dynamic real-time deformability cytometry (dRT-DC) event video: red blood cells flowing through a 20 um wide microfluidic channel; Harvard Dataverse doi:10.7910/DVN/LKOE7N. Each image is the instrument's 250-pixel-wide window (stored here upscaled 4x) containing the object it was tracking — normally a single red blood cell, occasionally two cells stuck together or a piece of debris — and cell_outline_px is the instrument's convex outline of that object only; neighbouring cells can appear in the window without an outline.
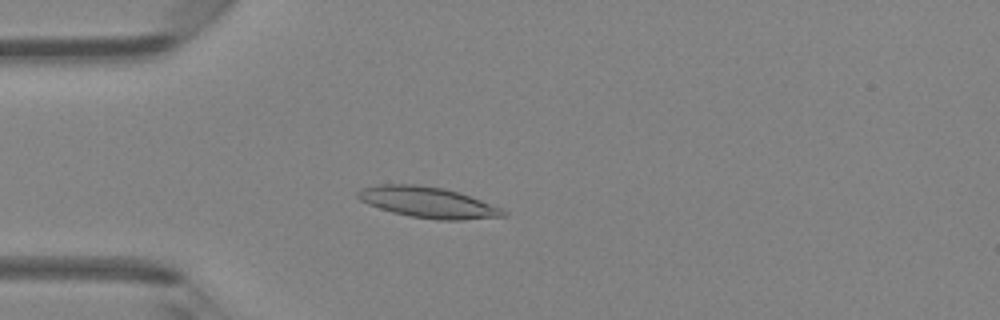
{"species": "Egyptian fruit bat (a non-hibernating species)", "species_latin": "Rousettus aegyptiacus", "temperature_condition": "room temperature", "stored_images_in_passage": 47, "camera_frame_rate_fps": 3000, "um_per_image_px": 0.085, "animal": {"sex": "female"}, "frame": {"image": 1, "passage_image": 13, "time_ms": 4.0, "image_size_px": [1000, 320], "cell_outline_px": [[508, 216], [460, 220], [440, 220], [412, 216], [392, 212], [368, 204], [360, 200], [356, 196], [356, 192], [360, 188], [376, 184], [416, 184], [444, 188], [460, 192], [504, 208], [508, 212]], "centroid_in_image_um": [36.41, 17.19], "position_along_channel_um": 48.6, "area_um2": 26.47}}
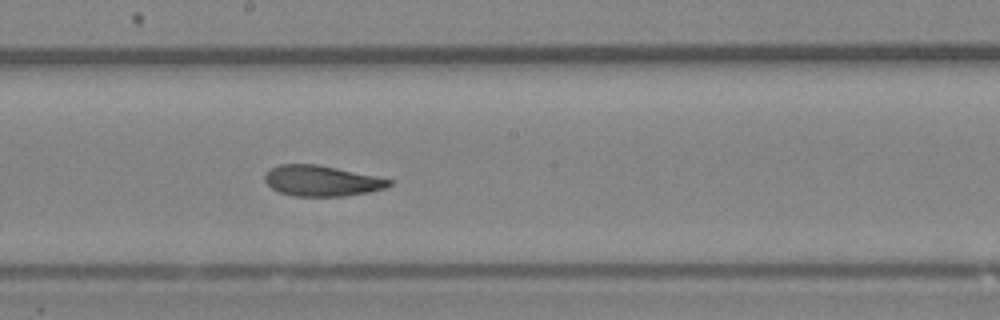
{"frame": {"image": 2, "passage_image": 26, "time_ms": 8.333, "image_size_px": [1000, 320], "cell_outline_px": [[392, 184], [384, 188], [368, 192], [344, 196], [296, 196], [280, 192], [272, 188], [264, 180], [264, 176], [268, 168], [280, 164], [316, 164], [376, 176], [392, 180]], "centroid_in_image_um": [27.3, 15.36], "position_along_channel_um": 220.9, "area_um2": 22.08}}
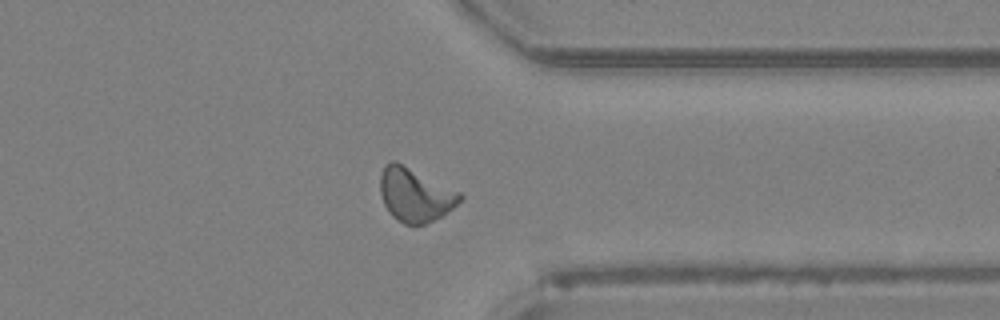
{"frame": {"image": 3, "passage_image": 37, "time_ms": 12.0, "image_size_px": [1000, 320], "cell_outline_px": [[464, 196], [452, 208], [440, 216], [416, 228], [404, 224], [392, 216], [388, 212], [384, 204], [380, 192], [380, 176], [384, 164], [392, 160], [396, 160], [460, 192]], "centroid_in_image_um": [35.24, 16.56], "position_along_channel_um": 376.2, "area_um2": 25.09}, "authors_computed_cell_mechanics": {"area_um2": 23.2934, "velocity_mm_per_s": 4.3041, "shape_relaxation_time_tau1_ms": 4.8826, "shape_relaxation_time_tau2_ms": 2.2942, "deformation_change_tau1": 0.1585, "deformation_change_tau2": 0.0867}}